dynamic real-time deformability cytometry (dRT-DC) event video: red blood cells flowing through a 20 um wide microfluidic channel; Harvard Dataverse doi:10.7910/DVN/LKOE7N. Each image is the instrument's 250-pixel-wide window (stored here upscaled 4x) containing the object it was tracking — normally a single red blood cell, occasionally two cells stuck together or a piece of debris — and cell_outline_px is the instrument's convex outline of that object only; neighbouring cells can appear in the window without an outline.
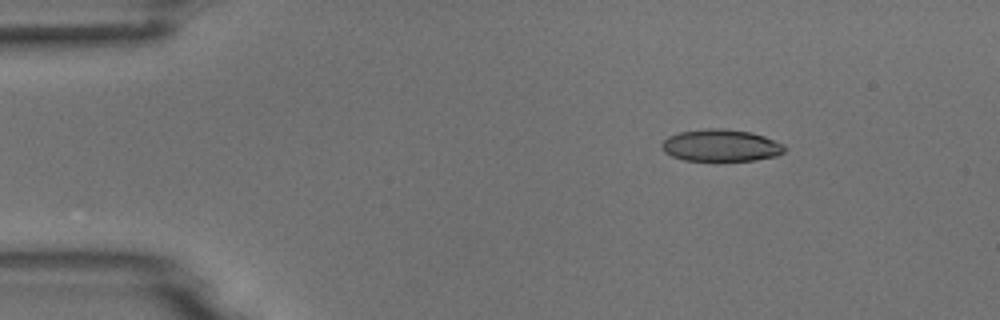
{"species": "common noctule bat (a hibernating species)", "species_latin": "Nyctalus noctula", "temperature_condition": "room temperature", "stored_images_in_passage": 6, "camera_frame_rate_fps": 3000, "um_per_image_px": 0.085, "animal": {"sex": "male", "body_mass_g": 18.8}, "frame": {"image": 1, "passage_image": 1, "time_ms": 0.0, "image_size_px": [1000, 320], "cell_outline_px": [[788, 148], [784, 152], [776, 156], [756, 160], [684, 160], [672, 156], [664, 152], [660, 144], [668, 136], [680, 132], [708, 128], [720, 128], [752, 132], [764, 136], [784, 144]], "centroid_in_image_um": [61.3, 12.36], "position_along_channel_um": 23.7, "area_um2": 22.95}}
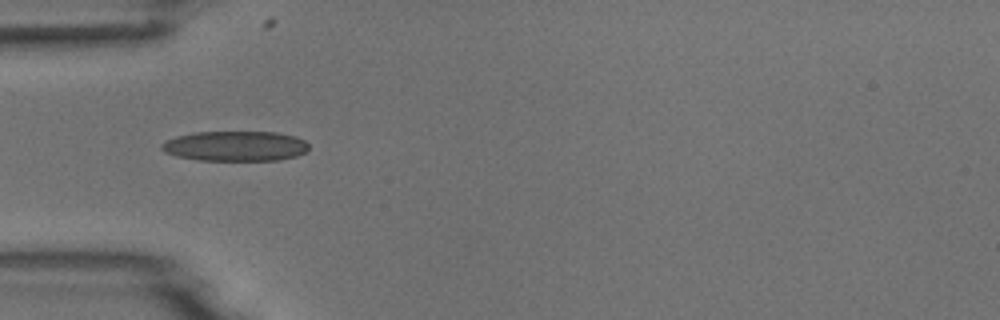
{"frame": {"image": 2, "passage_image": 3, "time_ms": 3.0, "image_size_px": [1000, 320], "cell_outline_px": [[308, 148], [304, 152], [296, 156], [280, 160], [200, 160], [176, 156], [164, 152], [160, 148], [160, 144], [176, 136], [196, 132], [276, 132], [296, 136], [304, 140], [308, 144]], "centroid_in_image_um": [20.0, 12.41], "position_along_channel_um": 65.0, "area_um2": 25.78}}